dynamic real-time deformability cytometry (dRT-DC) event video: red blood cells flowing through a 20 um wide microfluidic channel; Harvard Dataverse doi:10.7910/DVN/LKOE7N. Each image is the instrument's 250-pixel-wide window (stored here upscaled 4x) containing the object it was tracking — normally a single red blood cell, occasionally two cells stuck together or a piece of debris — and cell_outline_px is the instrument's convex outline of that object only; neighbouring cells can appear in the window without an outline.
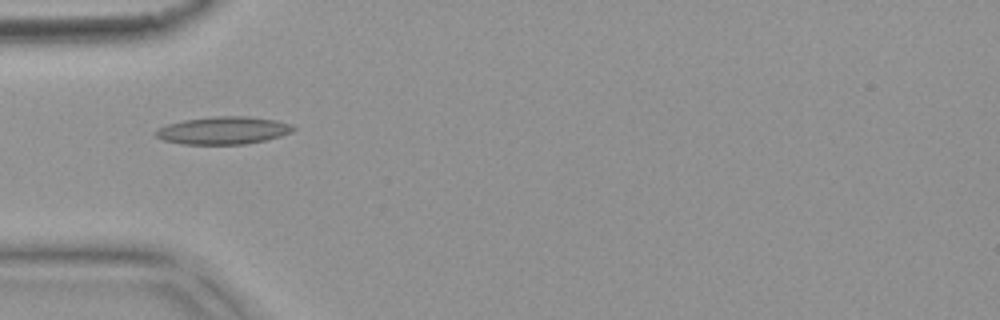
{"species": "common noctule bat (a hibernating species)", "species_latin": "Nyctalus noctula", "temperature_condition": "warm", "stored_images_in_passage": 5, "camera_frame_rate_fps": 3000, "um_per_image_px": 0.085, "animal": {"sex": "female", "body_mass_g": 18.4}, "frame": {"image": 1, "passage_image": 5, "time_ms": 1.333, "image_size_px": [1000, 320], "cell_outline_px": [[296, 128], [292, 132], [280, 136], [264, 140], [244, 144], [184, 144], [164, 140], [156, 136], [152, 132], [156, 128], [168, 124], [184, 120], [212, 116], [248, 116], [276, 120], [292, 124]], "centroid_in_image_um": [18.97, 11.08], "position_along_channel_um": 66.0, "area_um2": 22.2}}